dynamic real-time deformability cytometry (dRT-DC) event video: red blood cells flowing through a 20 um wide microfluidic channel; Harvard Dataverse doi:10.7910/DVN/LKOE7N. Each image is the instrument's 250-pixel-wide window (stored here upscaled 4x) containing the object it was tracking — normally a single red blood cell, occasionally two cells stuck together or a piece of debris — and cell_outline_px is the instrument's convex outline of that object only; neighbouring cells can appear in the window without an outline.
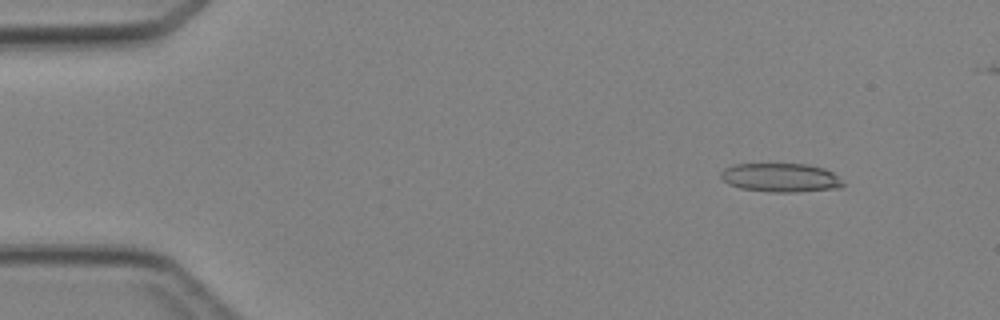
{"species": "Egyptian fruit bat (a non-hibernating species)", "species_latin": "Rousettus aegyptiacus", "temperature_condition": "cold", "stored_images_in_passage": 5, "camera_frame_rate_fps": 3000, "um_per_image_px": 0.085, "animal": {"sex": "female"}, "frame": {"image": 1, "passage_image": 2, "time_ms": 1.0, "image_size_px": [1000, 320], "cell_outline_px": [[844, 184], [840, 188], [796, 192], [768, 192], [740, 188], [728, 184], [720, 176], [720, 172], [724, 168], [732, 164], [808, 164], [824, 168], [840, 176]], "centroid_in_image_um": [66.36, 15.1], "position_along_channel_um": 18.6, "area_um2": 20.75}}
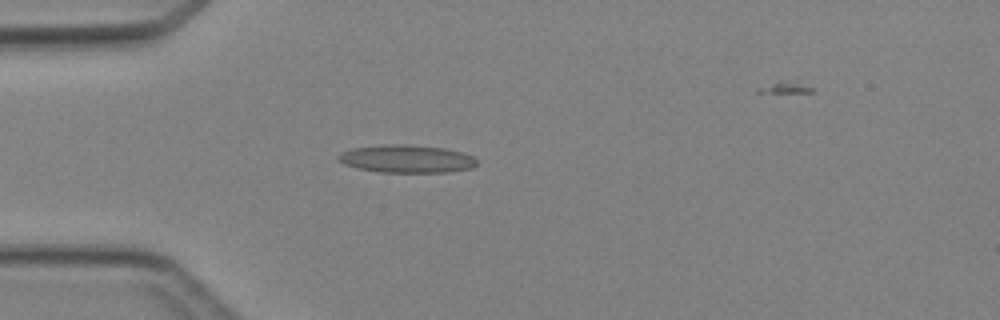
{"frame": {"image": 2, "passage_image": 4, "time_ms": 3.667, "image_size_px": [1000, 320], "cell_outline_px": [[476, 164], [472, 168], [448, 172], [380, 172], [356, 168], [344, 164], [336, 160], [336, 156], [340, 152], [352, 148], [384, 144], [404, 144], [444, 148], [460, 152], [472, 156], [476, 160]], "centroid_in_image_um": [34.49, 13.5], "position_along_channel_um": 50.5, "area_um2": 22.54}}